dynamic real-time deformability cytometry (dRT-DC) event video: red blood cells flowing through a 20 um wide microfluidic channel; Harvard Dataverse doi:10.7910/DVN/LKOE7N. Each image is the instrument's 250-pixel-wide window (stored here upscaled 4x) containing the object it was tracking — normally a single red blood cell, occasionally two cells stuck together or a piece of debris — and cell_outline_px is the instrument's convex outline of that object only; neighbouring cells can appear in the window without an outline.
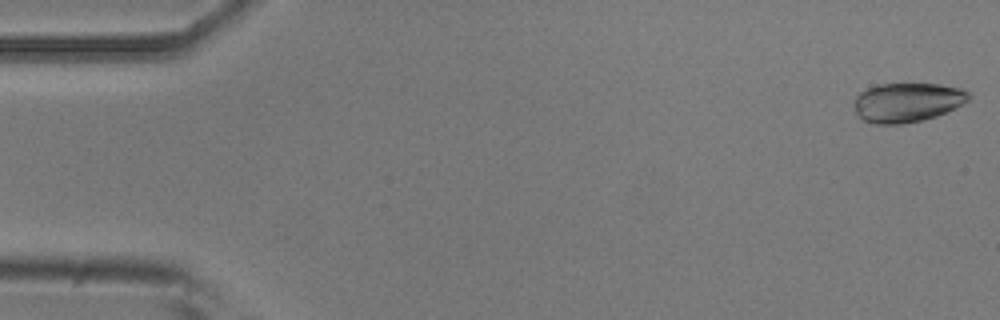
{"species": "common noctule bat (a hibernating species)", "species_latin": "Nyctalus noctula", "temperature_condition": "room temperature", "stored_images_in_passage": 51, "camera_frame_rate_fps": 3000, "um_per_image_px": 0.085, "animal": {"sex": "male", "body_mass_g": 20.5, "forearm_length_mm": 52.5}, "frame": {"image": 1, "passage_image": 1, "time_ms": 0.0, "image_size_px": [1000, 320], "cell_outline_px": [[972, 96], [968, 100], [956, 108], [948, 112], [924, 120], [904, 124], [876, 124], [860, 120], [852, 104], [856, 96], [860, 92], [868, 88], [880, 84], [940, 84], [960, 88], [968, 92]], "centroid_in_image_um": [77.1, 8.72], "position_along_channel_um": 7.9, "area_um2": 26.59}}
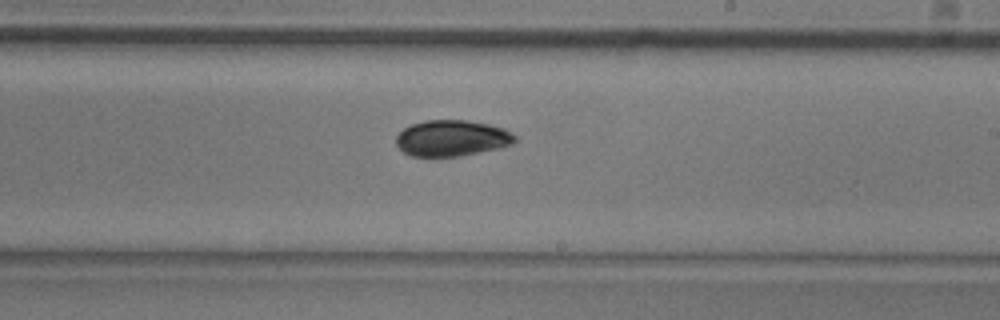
{"frame": {"image": 2, "passage_image": 30, "time_ms": 9.667, "image_size_px": [1000, 320], "cell_outline_px": [[516, 140], [512, 144], [500, 148], [460, 156], [412, 156], [404, 152], [396, 144], [396, 136], [404, 128], [412, 124], [424, 120], [468, 120], [488, 124], [504, 128], [516, 136]], "centroid_in_image_um": [38.42, 11.74], "position_along_channel_um": 250.6, "area_um2": 24.97}}
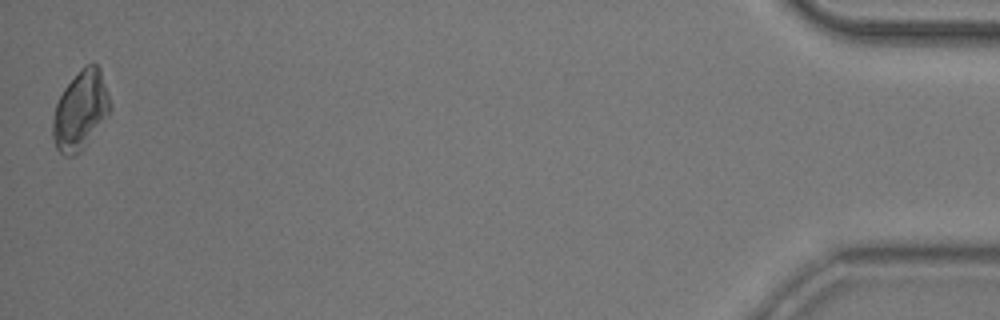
{"frame": {"image": 3, "passage_image": 51, "time_ms": 16.667, "image_size_px": [1000, 320], "cell_outline_px": [[112, 108], [108, 116], [80, 152], [72, 156], [64, 156], [56, 148], [52, 136], [52, 120], [56, 104], [64, 88], [80, 68], [84, 64], [92, 60], [100, 68], [112, 104]], "centroid_in_image_um": [6.85, 9.35], "position_along_channel_um": 428.3, "area_um2": 26.7}, "authors_computed_cell_mechanics": {"area_um2": 25.2586, "velocity_mm_per_s": 3.8866, "shape_relaxation_time_tau1_ms": 2.7345, "shape_relaxation_time_tau2_ms": null, "deformation_change_tau1": 0.0903, "deformation_change_tau2": null}}